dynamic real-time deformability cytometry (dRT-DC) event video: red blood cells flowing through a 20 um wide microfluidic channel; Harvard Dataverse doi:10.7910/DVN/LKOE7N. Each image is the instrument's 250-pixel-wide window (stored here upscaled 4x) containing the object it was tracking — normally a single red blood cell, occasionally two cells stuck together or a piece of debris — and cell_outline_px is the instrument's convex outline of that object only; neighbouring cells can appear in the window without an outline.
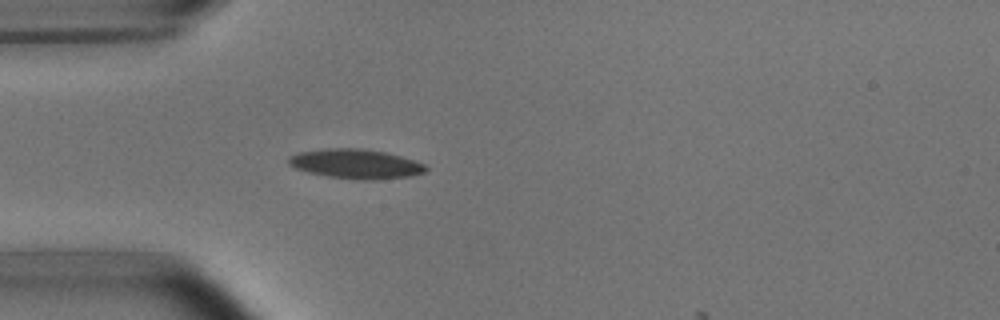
{"species": "common noctule bat (a hibernating species)", "species_latin": "Nyctalus noctula", "temperature_condition": "room temperature", "stored_images_in_passage": 2, "camera_frame_rate_fps": 3000, "um_per_image_px": 0.085, "animal": {"sex": "male", "body_mass_g": 15.6}, "frame": {"image": 1, "passage_image": 1, "time_ms": 0.0, "image_size_px": [1000, 320], "cell_outline_px": [[428, 172], [412, 176], [376, 180], [364, 180], [328, 176], [308, 172], [296, 168], [288, 164], [288, 156], [296, 152], [328, 148], [364, 148], [384, 152], [400, 156], [424, 164], [428, 168]], "centroid_in_image_um": [30.25, 13.93], "position_along_channel_um": 54.8, "area_um2": 23.7}}